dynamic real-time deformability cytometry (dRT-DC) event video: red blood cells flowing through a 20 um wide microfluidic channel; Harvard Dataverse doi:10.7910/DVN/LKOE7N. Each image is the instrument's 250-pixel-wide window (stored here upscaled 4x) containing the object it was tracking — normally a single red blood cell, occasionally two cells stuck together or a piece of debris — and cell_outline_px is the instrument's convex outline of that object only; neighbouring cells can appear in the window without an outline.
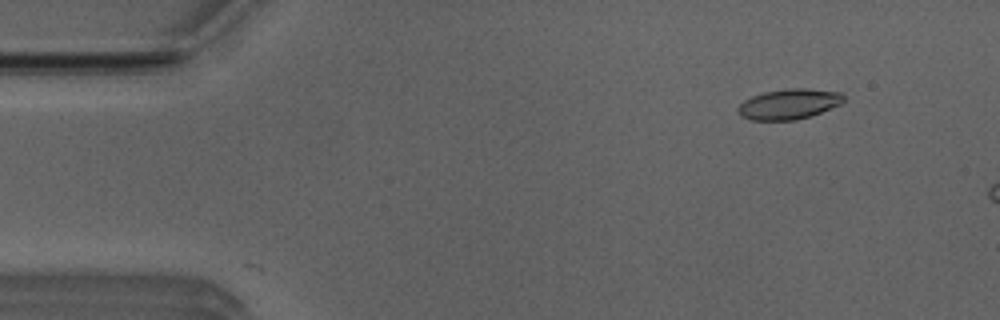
{"species": "Egyptian fruit bat (a non-hibernating species)", "species_latin": "Rousettus aegyptiacus", "temperature_condition": "room temperature", "stored_images_in_passage": 2, "camera_frame_rate_fps": 3000, "um_per_image_px": 0.085, "animal": {"sex": "male"}, "frame": {"image": 1, "passage_image": 2, "time_ms": 0.333, "image_size_px": [1000, 320], "cell_outline_px": [[844, 100], [840, 104], [820, 112], [796, 120], [748, 120], [740, 116], [740, 104], [744, 100], [752, 96], [764, 92], [788, 88], [804, 88], [840, 92], [844, 96]], "centroid_in_image_um": [67.05, 8.84], "position_along_channel_um": 18.0, "area_um2": 18.44}}